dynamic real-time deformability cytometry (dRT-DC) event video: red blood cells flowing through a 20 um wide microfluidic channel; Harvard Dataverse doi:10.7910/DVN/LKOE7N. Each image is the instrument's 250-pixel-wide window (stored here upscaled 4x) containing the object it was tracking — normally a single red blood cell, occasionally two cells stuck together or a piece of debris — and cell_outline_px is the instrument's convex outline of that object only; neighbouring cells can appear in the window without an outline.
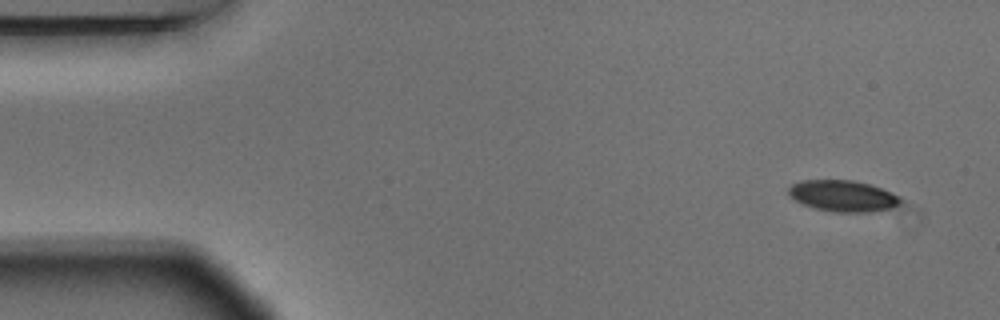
{"species": "Egyptian fruit bat (a non-hibernating species)", "species_latin": "Rousettus aegyptiacus", "temperature_condition": "warm", "stored_images_in_passage": 4, "camera_frame_rate_fps": 3000, "um_per_image_px": 0.085, "animal": {"sex": "male"}, "frame": {"image": 1, "passage_image": 1, "time_ms": 0.0, "image_size_px": [1000, 320], "cell_outline_px": [[900, 200], [896, 204], [888, 208], [868, 212], [836, 212], [816, 208], [804, 204], [796, 200], [788, 192], [788, 188], [792, 184], [800, 180], [852, 180], [868, 184], [892, 192], [900, 196]], "centroid_in_image_um": [71.62, 16.64], "position_along_channel_um": 13.4, "area_um2": 19.94}}
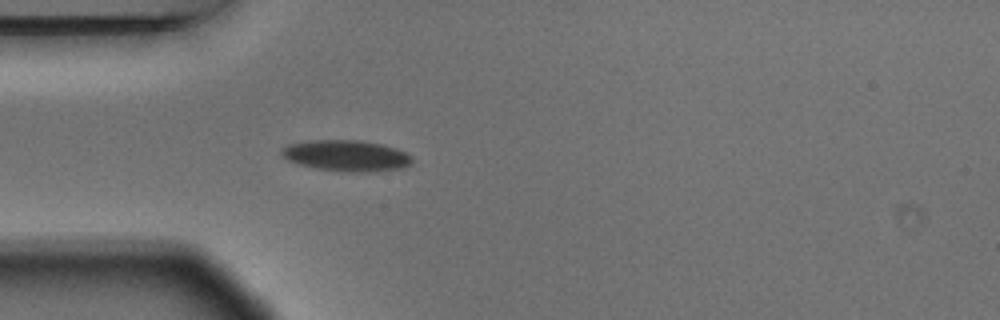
{"frame": {"image": 2, "passage_image": 4, "time_ms": 1.0, "image_size_px": [1000, 320], "cell_outline_px": [[412, 160], [408, 164], [400, 168], [372, 172], [352, 172], [316, 168], [300, 164], [288, 160], [280, 152], [280, 148], [288, 144], [316, 140], [356, 140], [380, 144], [396, 148], [412, 156]], "centroid_in_image_um": [29.42, 13.23], "position_along_channel_um": 55.6, "area_um2": 23.29}}